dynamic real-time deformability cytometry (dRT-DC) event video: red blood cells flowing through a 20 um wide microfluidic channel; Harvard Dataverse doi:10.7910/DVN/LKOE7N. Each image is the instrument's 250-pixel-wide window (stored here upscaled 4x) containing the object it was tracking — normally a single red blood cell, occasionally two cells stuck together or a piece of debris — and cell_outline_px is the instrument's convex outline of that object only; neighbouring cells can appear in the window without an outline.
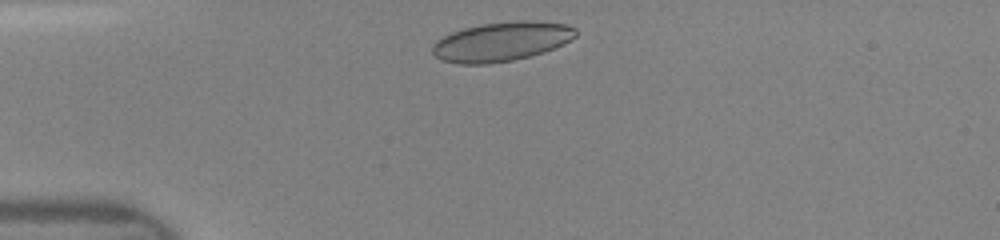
{"species": "human", "species_latin": "Homo sapiens", "temperature_condition": "room temperature", "stored_images_in_passage": 37, "camera_frame_rate_fps": 3000, "um_per_image_px": 0.085, "donor": {"sex": "female"}, "frame": {"image": 1, "passage_image": 2, "time_ms": 0.333, "image_size_px": [1000, 240], "cell_outline_px": [[576, 36], [564, 44], [544, 52], [512, 60], [488, 64], [456, 64], [440, 60], [432, 52], [432, 44], [436, 40], [452, 32], [464, 28], [480, 24], [516, 20], [528, 20], [564, 24], [576, 28]], "centroid_in_image_um": [42.6, 3.53], "position_along_channel_um": 42.4, "area_um2": 32.89}}
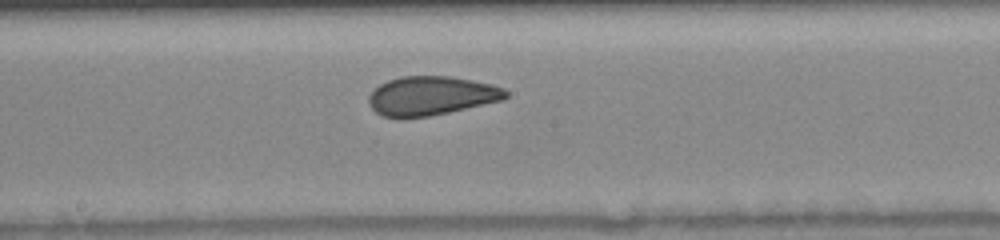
{"frame": {"image": 2, "passage_image": 16, "time_ms": 5.0, "image_size_px": [1000, 240], "cell_outline_px": [[508, 96], [504, 100], [448, 112], [428, 116], [384, 116], [376, 112], [368, 104], [368, 96], [380, 84], [388, 80], [404, 76], [448, 76], [472, 80], [492, 84], [504, 88], [508, 92]], "centroid_in_image_um": [36.69, 8.12], "position_along_channel_um": 211.5, "area_um2": 30.75}}
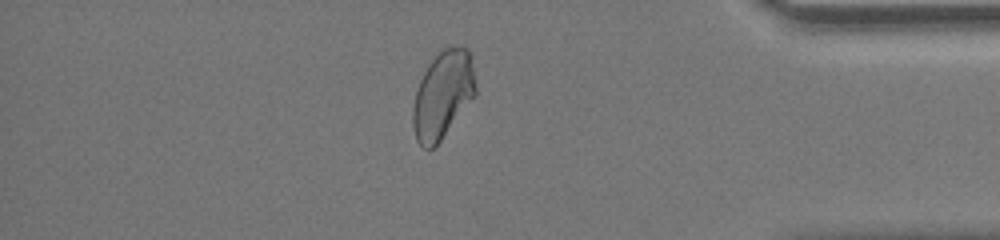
{"frame": {"image": 3, "passage_image": 31, "time_ms": 10.0, "image_size_px": [1000, 240], "cell_outline_px": [[476, 96], [440, 140], [432, 148], [424, 148], [416, 140], [412, 124], [412, 108], [416, 92], [420, 80], [428, 64], [444, 48], [452, 44], [460, 44], [468, 48], [476, 88]], "centroid_in_image_um": [37.64, 8.03], "position_along_channel_um": 397.6, "area_um2": 31.91}}